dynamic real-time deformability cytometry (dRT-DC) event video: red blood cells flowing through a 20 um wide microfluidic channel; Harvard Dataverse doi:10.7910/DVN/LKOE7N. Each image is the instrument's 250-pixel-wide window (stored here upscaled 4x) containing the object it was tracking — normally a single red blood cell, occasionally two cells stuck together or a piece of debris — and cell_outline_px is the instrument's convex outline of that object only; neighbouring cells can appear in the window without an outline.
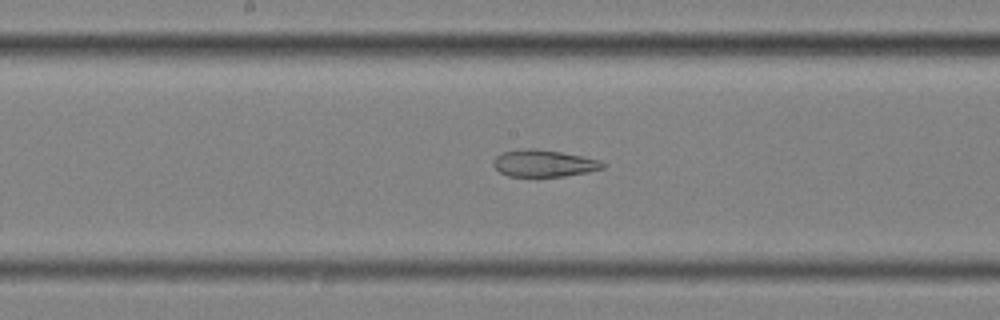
{"species": "common noctule bat (a hibernating species)", "species_latin": "Nyctalus noctula", "temperature_condition": "cold", "stored_images_in_passage": 58, "segment_of_instrument_passage": [2, 2], "camera_frame_rate_fps": 3000, "um_per_image_px": 0.085, "animal": {"sex": "female", "body_mass_g": 25.1}, "frame": {"image": 1, "passage_image": 31, "time_ms": 10.0, "image_size_px": [1000, 320], "cell_outline_px": [[608, 164], [604, 168], [588, 172], [564, 176], [508, 176], [500, 172], [492, 164], [492, 160], [496, 156], [504, 152], [524, 148], [532, 148], [560, 152], [600, 160]], "centroid_in_image_um": [46.23, 13.88], "position_along_channel_um": 202.0, "area_um2": 17.11}}
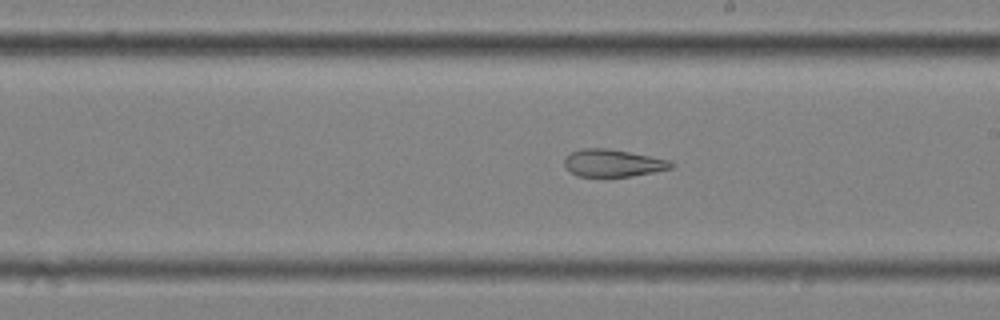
{"frame": {"image": 2, "passage_image": 34, "time_ms": 11.0, "image_size_px": [1000, 320], "cell_outline_px": [[676, 164], [672, 168], [632, 176], [576, 176], [564, 164], [564, 160], [572, 152], [580, 148], [608, 148], [668, 160]], "centroid_in_image_um": [52.1, 13.85], "position_along_channel_um": 236.9, "area_um2": 16.7}}
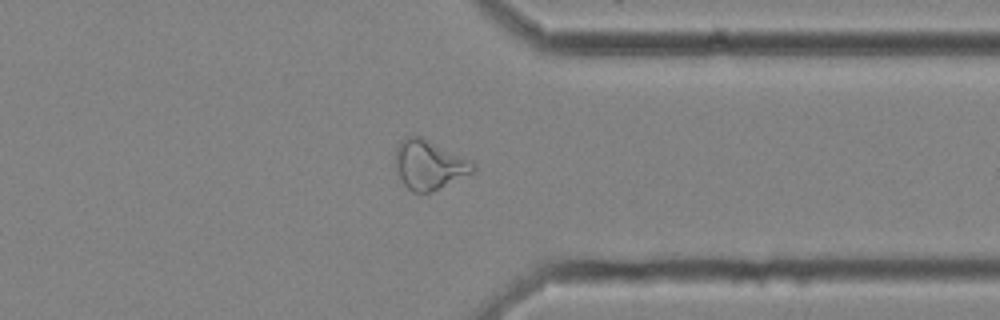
{"frame": {"image": 3, "passage_image": 46, "time_ms": 15.0, "image_size_px": [1000, 320], "cell_outline_px": [[476, 168], [472, 172], [432, 192], [412, 192], [404, 184], [396, 172], [396, 148], [400, 140], [404, 136], [420, 136], [472, 160], [476, 164]], "centroid_in_image_um": [36.47, 13.99], "position_along_channel_um": 374.9, "area_um2": 22.25}}